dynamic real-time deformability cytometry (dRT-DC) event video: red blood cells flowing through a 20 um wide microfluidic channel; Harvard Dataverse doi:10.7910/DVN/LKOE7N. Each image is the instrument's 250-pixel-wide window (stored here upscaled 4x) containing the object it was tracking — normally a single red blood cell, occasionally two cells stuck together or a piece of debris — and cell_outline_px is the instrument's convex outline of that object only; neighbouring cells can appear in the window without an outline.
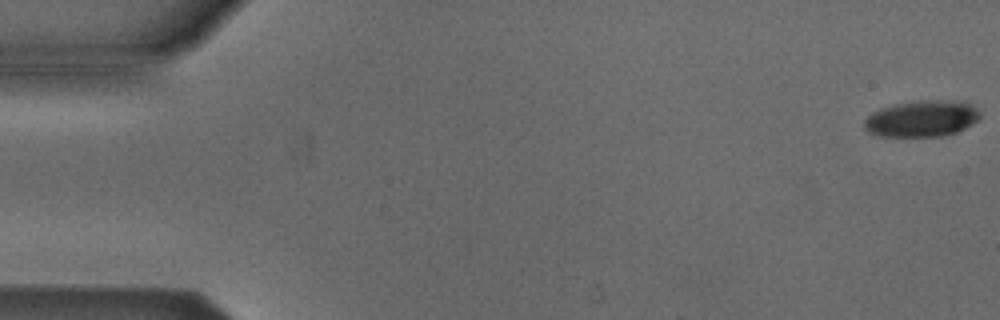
{"species": "Egyptian fruit bat (a non-hibernating species)", "species_latin": "Rousettus aegyptiacus", "temperature_condition": "cold", "stored_images_in_passage": 5, "camera_frame_rate_fps": 3000, "um_per_image_px": 0.085, "animal": {"sex": "male"}, "frame": {"image": 1, "passage_image": 1, "time_ms": 0.0, "image_size_px": [1000, 320], "cell_outline_px": [[980, 116], [972, 124], [956, 132], [944, 136], [880, 136], [868, 132], [864, 128], [864, 120], [872, 112], [896, 104], [928, 100], [964, 100], [972, 104], [980, 112]], "centroid_in_image_um": [78.39, 10.08], "position_along_channel_um": 6.6, "area_um2": 24.45}}
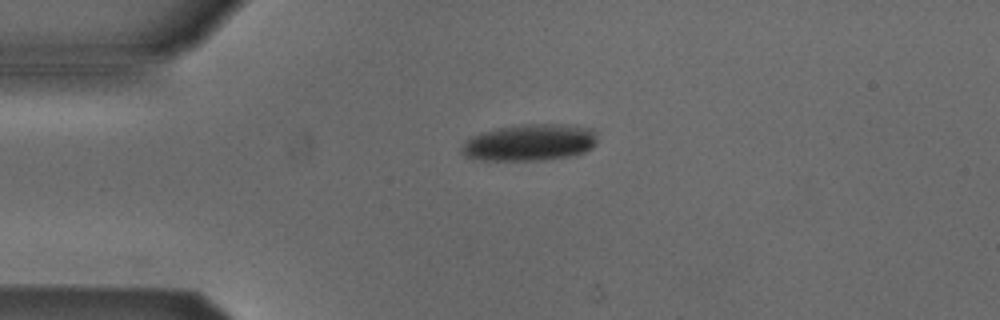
{"frame": {"image": 2, "passage_image": 4, "time_ms": 4.0, "image_size_px": [1000, 320], "cell_outline_px": [[596, 144], [592, 148], [584, 152], [568, 156], [540, 160], [480, 160], [464, 156], [460, 152], [460, 148], [472, 136], [480, 132], [496, 128], [524, 124], [564, 124], [592, 128], [596, 132]], "centroid_in_image_um": [45.02, 12.11], "position_along_channel_um": 40.0, "area_um2": 29.07}}